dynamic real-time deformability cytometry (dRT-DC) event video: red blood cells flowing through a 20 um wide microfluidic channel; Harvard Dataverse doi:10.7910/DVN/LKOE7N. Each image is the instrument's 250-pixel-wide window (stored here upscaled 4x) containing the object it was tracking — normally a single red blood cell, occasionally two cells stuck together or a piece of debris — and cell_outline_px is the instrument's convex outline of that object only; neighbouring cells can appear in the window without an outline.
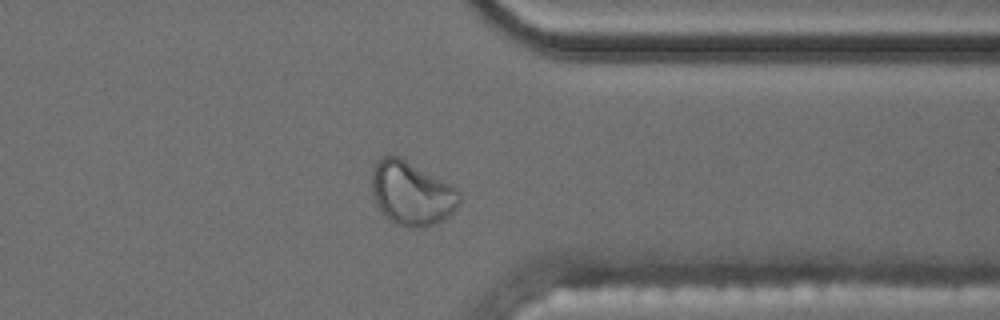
{"species": "common noctule bat (a hibernating species)", "species_latin": "Nyctalus noctula", "temperature_condition": "cold", "stored_images_in_passage": 47, "camera_frame_rate_fps": 3000, "um_per_image_px": 0.085, "animal": {"sex": "male", "body_mass_g": 17.5, "forearm_length_mm": 52.3}, "frame": {"image": 1, "passage_image": 34, "time_ms": 11.0, "image_size_px": [1000, 320], "cell_outline_px": [[460, 200], [452, 212], [448, 216], [436, 224], [424, 228], [408, 228], [396, 224], [388, 220], [376, 204], [372, 192], [372, 168], [376, 160], [380, 156], [400, 156], [456, 188], [460, 192]], "centroid_in_image_um": [34.95, 16.44], "position_along_channel_um": 376.4, "area_um2": 32.71}}